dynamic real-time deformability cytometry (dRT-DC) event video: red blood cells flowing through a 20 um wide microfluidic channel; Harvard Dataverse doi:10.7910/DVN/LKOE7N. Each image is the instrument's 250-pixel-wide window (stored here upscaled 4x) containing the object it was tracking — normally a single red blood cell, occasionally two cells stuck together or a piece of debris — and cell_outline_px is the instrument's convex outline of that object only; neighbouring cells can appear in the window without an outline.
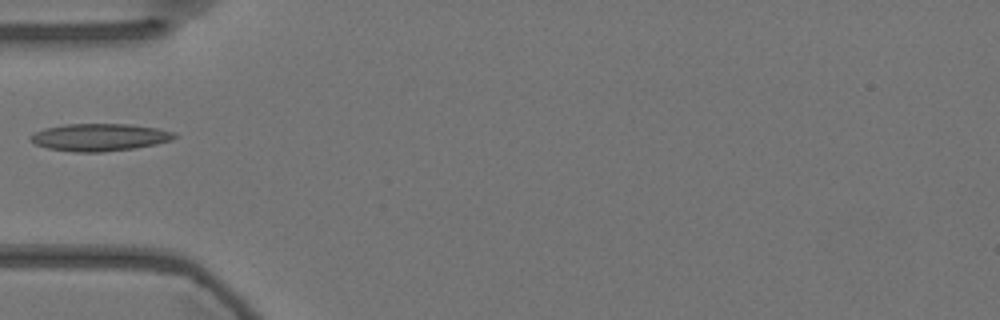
{"species": "Egyptian fruit bat (a non-hibernating species)", "species_latin": "Rousettus aegyptiacus", "temperature_condition": "warm", "stored_images_in_passage": 17, "camera_frame_rate_fps": 3000, "um_per_image_px": 0.085, "animal": {"sex": "female"}, "frame": {"image": 1, "passage_image": 1, "time_ms": 0.0, "image_size_px": [1000, 320], "cell_outline_px": [[176, 136], [172, 140], [156, 144], [136, 148], [100, 152], [76, 152], [48, 148], [36, 144], [28, 136], [44, 128], [64, 124], [128, 124], [156, 128], [176, 132]], "centroid_in_image_um": [8.48, 11.66], "position_along_channel_um": 76.5, "area_um2": 22.89}}
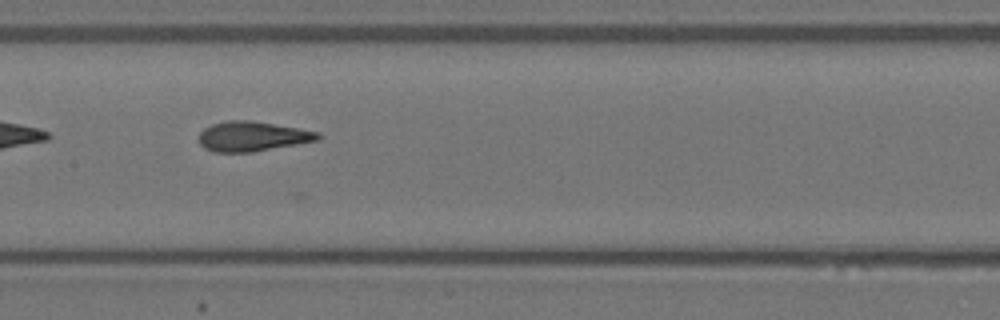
{"frame": {"image": 2, "passage_image": 10, "time_ms": 3.0, "image_size_px": [1000, 320], "cell_outline_px": [[320, 140], [252, 152], [212, 152], [204, 148], [200, 144], [200, 132], [204, 128], [212, 124], [228, 120], [252, 120], [320, 132]], "centroid_in_image_um": [21.45, 11.59], "position_along_channel_um": 186.0, "area_um2": 20.69}}
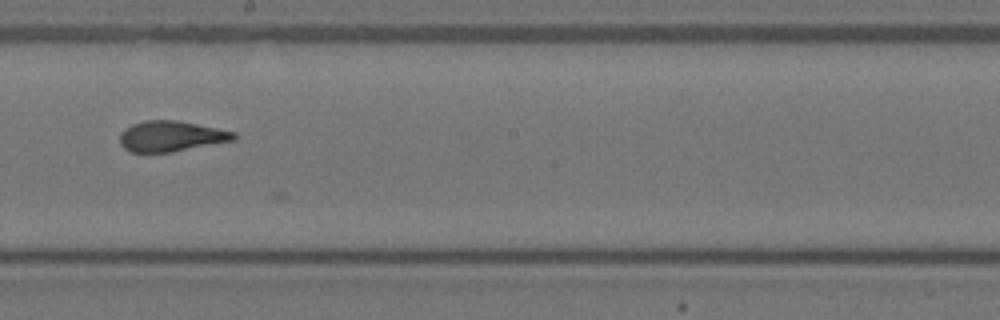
{"frame": {"image": 3, "passage_image": 14, "time_ms": 4.333, "image_size_px": [1000, 320], "cell_outline_px": [[240, 136], [236, 140], [172, 152], [128, 152], [120, 144], [120, 132], [124, 128], [132, 124], [144, 120], [176, 120], [236, 132]], "centroid_in_image_um": [14.55, 11.58], "position_along_channel_um": 233.6, "area_um2": 20.52}}